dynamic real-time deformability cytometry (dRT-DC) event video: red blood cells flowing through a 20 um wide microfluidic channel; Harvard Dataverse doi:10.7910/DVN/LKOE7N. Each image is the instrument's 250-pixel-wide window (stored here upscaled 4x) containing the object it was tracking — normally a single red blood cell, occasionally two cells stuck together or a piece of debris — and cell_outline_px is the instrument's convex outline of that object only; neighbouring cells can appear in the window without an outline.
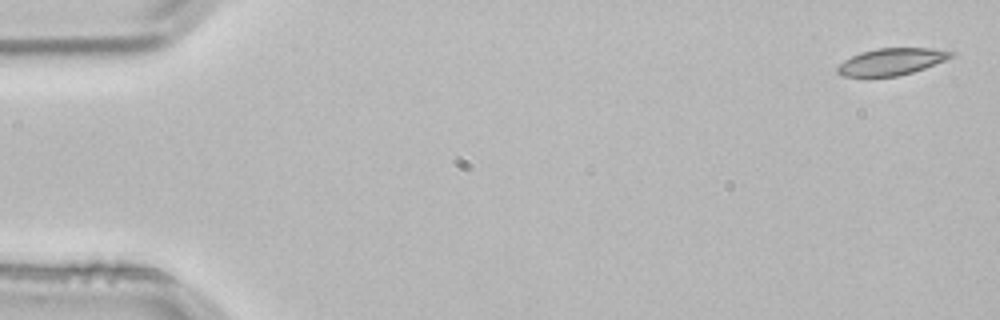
{"species": "common noctule bat (a hibernating species)", "species_latin": "Nyctalus noctula", "temperature_condition": "room temperature", "stored_images_in_passage": 4, "camera_frame_rate_fps": 3000, "um_per_image_px": 0.085, "animal": {"sex": "male", "body_mass_g": 21.5, "forearm_length_mm": 52.0}, "frame": {"image": 1, "passage_image": 1, "time_ms": 0.0, "image_size_px": [1000, 320], "cell_outline_px": [[956, 52], [952, 56], [944, 60], [924, 68], [912, 72], [896, 76], [868, 80], [864, 80], [840, 76], [836, 72], [836, 68], [844, 60], [860, 52], [876, 48], [932, 48]], "centroid_in_image_um": [75.65, 5.29], "position_along_channel_um": 9.4, "area_um2": 18.5}}
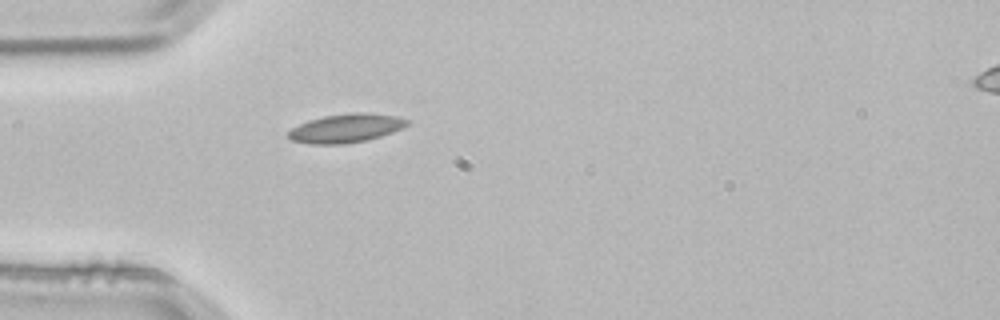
{"frame": {"image": 2, "passage_image": 4, "time_ms": 1.0, "image_size_px": [1000, 320], "cell_outline_px": [[408, 124], [404, 128], [368, 140], [344, 144], [308, 144], [292, 140], [288, 136], [288, 132], [292, 128], [308, 120], [324, 116], [352, 112], [372, 112], [396, 116], [408, 120]], "centroid_in_image_um": [29.43, 10.89], "position_along_channel_um": 55.6, "area_um2": 20.0}}